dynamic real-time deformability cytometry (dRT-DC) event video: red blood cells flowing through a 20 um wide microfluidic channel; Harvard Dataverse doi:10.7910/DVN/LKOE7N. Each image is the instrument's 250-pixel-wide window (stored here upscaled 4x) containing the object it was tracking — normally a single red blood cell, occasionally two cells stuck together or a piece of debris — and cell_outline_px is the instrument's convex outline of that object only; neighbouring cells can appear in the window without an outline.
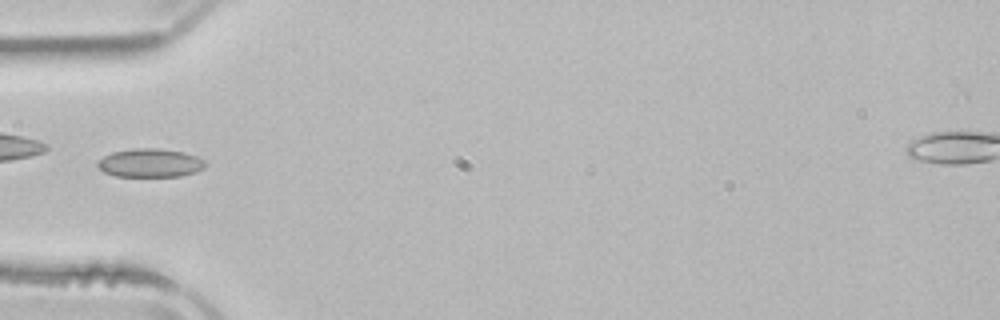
{"species": "common noctule bat (a hibernating species)", "species_latin": "Nyctalus noctula", "temperature_condition": "room temperature", "stored_images_in_passage": 4, "camera_frame_rate_fps": 3000, "um_per_image_px": 0.085, "animal": {"sex": "male", "body_mass_g": 21.5, "forearm_length_mm": 52.0}, "frame": {"image": 1, "passage_image": 4, "time_ms": 4.667, "image_size_px": [1000, 320], "cell_outline_px": [[204, 168], [196, 172], [180, 176], [116, 176], [104, 172], [96, 164], [104, 156], [112, 152], [136, 148], [156, 148], [184, 152], [196, 156], [204, 160]], "centroid_in_image_um": [12.77, 13.85], "position_along_channel_um": 72.2, "area_um2": 17.74}}